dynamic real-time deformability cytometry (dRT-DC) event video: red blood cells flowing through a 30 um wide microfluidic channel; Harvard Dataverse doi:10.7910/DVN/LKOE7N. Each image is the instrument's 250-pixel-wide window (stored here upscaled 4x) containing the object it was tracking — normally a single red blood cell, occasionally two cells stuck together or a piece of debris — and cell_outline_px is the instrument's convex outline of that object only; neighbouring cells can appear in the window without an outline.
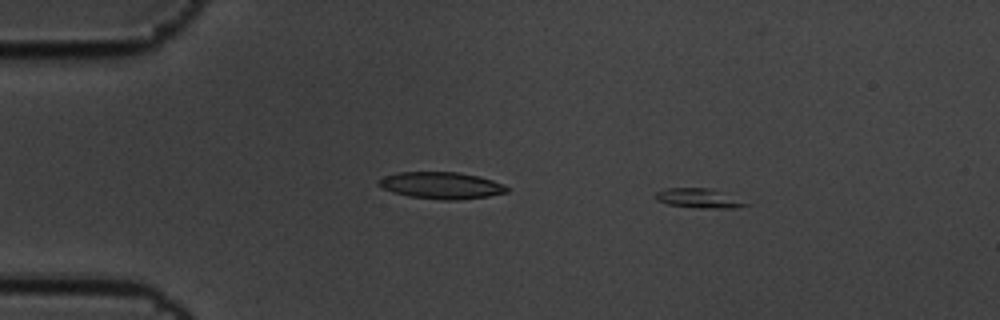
{"species": "common noctule bat (a hibernating species)", "species_latin": "Nyctalus noctula", "temperature_condition": "cold", "stored_images_in_passage": 12, "camera_frame_rate_fps": 3000, "um_per_image_px": 0.085, "animal": {"sex": "male", "body_mass_g": 19.5, "forearm_length_mm": 54.6}, "frame": {"image": 1, "passage_image": 2, "time_ms": 0.333, "image_size_px": [1000, 320], "cell_outline_px": [[752, 204], [736, 208], [700, 208], [668, 204], [656, 200], [656, 192], [664, 188], [708, 188], [720, 192]], "centroid_in_image_um": [59.38, 16.86], "position_along_channel_um": 25.6, "area_um2": 10.06}}
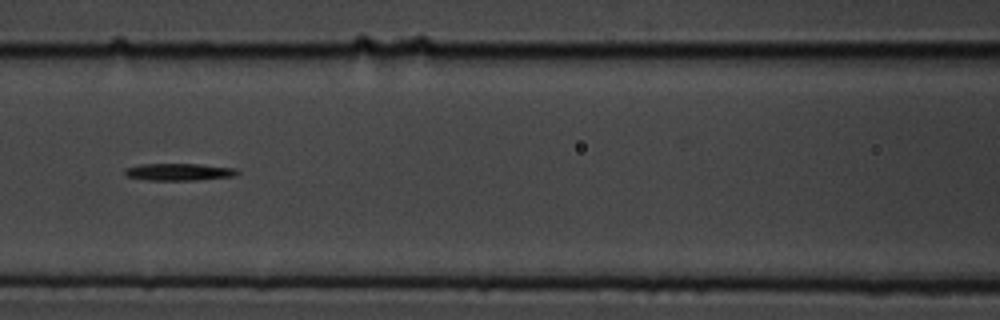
{"frame": {"image": 2, "passage_image": 6, "time_ms": 1.667, "image_size_px": [1000, 320], "cell_outline_px": [[240, 172], [236, 176], [196, 180], [148, 180], [124, 176], [124, 168], [140, 164], [200, 164], [236, 168]], "centroid_in_image_um": [15.21, 14.61], "position_along_channel_um": 151.4, "area_um2": 11.39}}
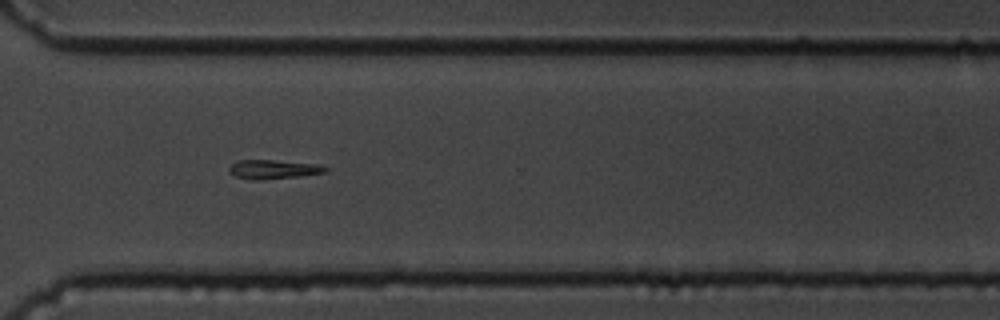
{"frame": {"image": 3, "passage_image": 11, "time_ms": 3.333, "image_size_px": [1000, 320], "cell_outline_px": [[328, 172], [300, 176], [260, 180], [248, 180], [236, 176], [228, 172], [228, 168], [232, 164], [240, 160], [272, 160], [320, 164], [328, 168]], "centroid_in_image_um": [23.25, 14.4], "position_along_channel_um": 347.4, "area_um2": 10.81}}